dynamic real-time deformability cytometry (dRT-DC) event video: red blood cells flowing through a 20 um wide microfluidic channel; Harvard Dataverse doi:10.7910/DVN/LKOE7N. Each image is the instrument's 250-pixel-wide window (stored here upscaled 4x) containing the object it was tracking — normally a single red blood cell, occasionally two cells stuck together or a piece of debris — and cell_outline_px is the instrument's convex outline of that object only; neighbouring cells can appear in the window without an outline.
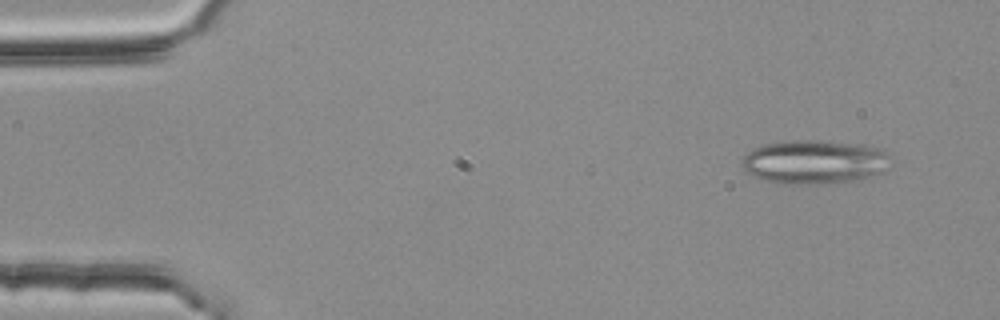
{"species": "common noctule bat (a hibernating species)", "species_latin": "Nyctalus noctula", "temperature_condition": "room temperature", "stored_images_in_passage": 5, "camera_frame_rate_fps": 3000, "um_per_image_px": 0.085, "animal": {"sex": "female", "body_mass_g": 25.1}, "frame": {"image": 1, "passage_image": 5, "time_ms": 1.333, "image_size_px": [1000, 320], "cell_outline_px": [[888, 168], [884, 172], [856, 180], [828, 184], [784, 184], [764, 180], [748, 172], [740, 164], [740, 160], [752, 148], [764, 144], [792, 140], [812, 140], [852, 144], [876, 148], [884, 152], [888, 156]], "centroid_in_image_um": [69.17, 13.78], "position_along_channel_um": 15.8, "area_um2": 37.74}}